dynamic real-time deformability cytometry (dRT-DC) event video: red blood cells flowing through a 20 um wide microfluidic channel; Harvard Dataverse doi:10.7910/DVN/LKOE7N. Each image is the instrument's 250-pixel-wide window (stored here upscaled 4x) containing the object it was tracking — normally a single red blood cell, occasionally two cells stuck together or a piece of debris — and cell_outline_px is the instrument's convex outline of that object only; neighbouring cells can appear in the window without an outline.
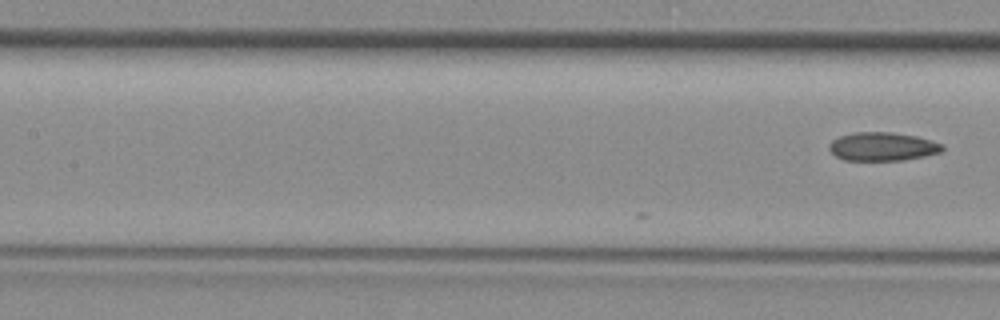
{"species": "common noctule bat (a hibernating species)", "species_latin": "Nyctalus noctula", "temperature_condition": "room temperature", "stored_images_in_passage": 7, "camera_frame_rate_fps": 3000, "um_per_image_px": 0.085, "animal": {"sex": "female", "body_mass_g": 29.2, "forearm_length_mm": 56.3}, "frame": {"image": 1, "passage_image": 7, "time_ms": 2.0, "image_size_px": [1000, 320], "cell_outline_px": [[944, 148], [940, 152], [924, 156], [904, 160], [844, 160], [836, 156], [828, 148], [828, 144], [832, 140], [840, 136], [856, 132], [892, 132], [916, 136], [932, 140], [944, 144]], "centroid_in_image_um": [75.02, 12.45], "position_along_channel_um": 132.4, "area_um2": 18.84}}